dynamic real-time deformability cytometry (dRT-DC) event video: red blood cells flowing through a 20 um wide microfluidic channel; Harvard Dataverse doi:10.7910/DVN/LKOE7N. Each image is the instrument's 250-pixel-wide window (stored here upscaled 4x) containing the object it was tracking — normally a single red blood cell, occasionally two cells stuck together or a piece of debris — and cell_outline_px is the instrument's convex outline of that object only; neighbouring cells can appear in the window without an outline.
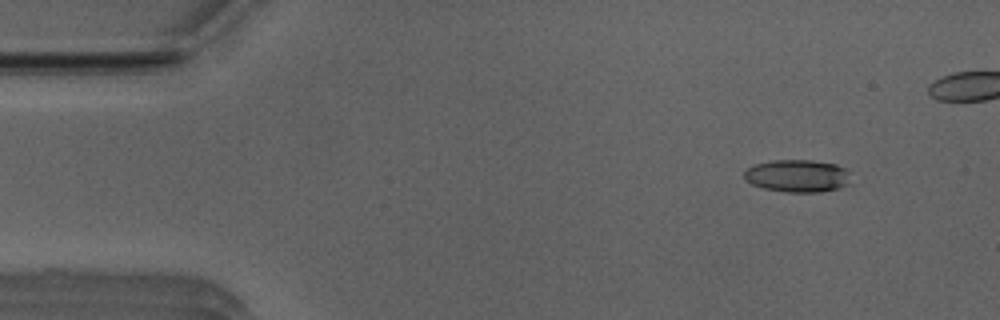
{"species": "Egyptian fruit bat (a non-hibernating species)", "species_latin": "Rousettus aegyptiacus", "temperature_condition": "room temperature", "stored_images_in_passage": 12, "camera_frame_rate_fps": 3000, "um_per_image_px": 0.085, "animal": {"sex": "male"}, "frame": {"image": 1, "passage_image": 5, "time_ms": 1.333, "image_size_px": [1000, 320], "cell_outline_px": [[848, 184], [836, 188], [820, 192], [788, 192], [764, 188], [752, 184], [744, 176], [744, 172], [752, 164], [772, 160], [812, 160], [836, 164], [844, 168], [848, 172]], "centroid_in_image_um": [67.75, 14.93], "position_along_channel_um": 17.2, "area_um2": 20.0}}